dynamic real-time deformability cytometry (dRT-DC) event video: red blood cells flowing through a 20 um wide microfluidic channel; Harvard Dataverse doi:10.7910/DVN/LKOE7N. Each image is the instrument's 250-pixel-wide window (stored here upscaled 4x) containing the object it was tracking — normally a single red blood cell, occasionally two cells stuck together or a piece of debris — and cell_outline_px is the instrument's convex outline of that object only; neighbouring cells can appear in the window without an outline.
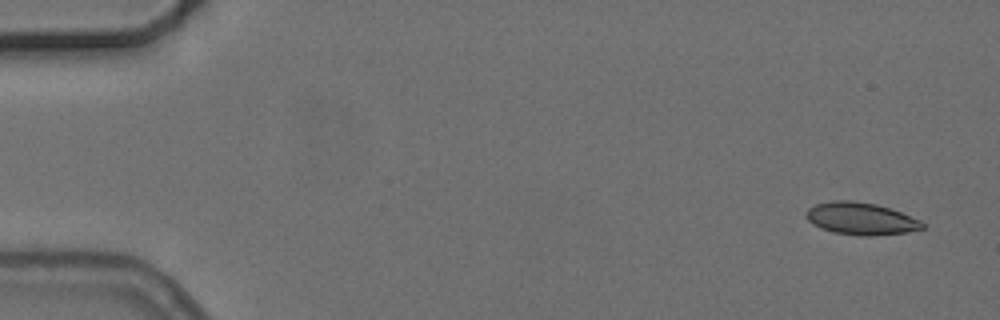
{"species": "common noctule bat (a hibernating species)", "species_latin": "Nyctalus noctula", "temperature_condition": "cold", "stored_images_in_passage": 2, "camera_frame_rate_fps": 3000, "um_per_image_px": 0.085, "animal": {"sex": "female", "body_mass_g": 24.6, "forearm_length_mm": 56.2}, "frame": {"image": 1, "passage_image": 2, "time_ms": 2.0, "image_size_px": [1000, 320], "cell_outline_px": [[924, 228], [908, 232], [872, 236], [864, 236], [832, 232], [820, 228], [812, 224], [804, 216], [804, 212], [808, 208], [816, 204], [832, 200], [852, 200], [876, 204], [900, 212], [920, 220], [924, 224]], "centroid_in_image_um": [73.13, 18.58], "position_along_channel_um": 11.9, "area_um2": 21.96}}